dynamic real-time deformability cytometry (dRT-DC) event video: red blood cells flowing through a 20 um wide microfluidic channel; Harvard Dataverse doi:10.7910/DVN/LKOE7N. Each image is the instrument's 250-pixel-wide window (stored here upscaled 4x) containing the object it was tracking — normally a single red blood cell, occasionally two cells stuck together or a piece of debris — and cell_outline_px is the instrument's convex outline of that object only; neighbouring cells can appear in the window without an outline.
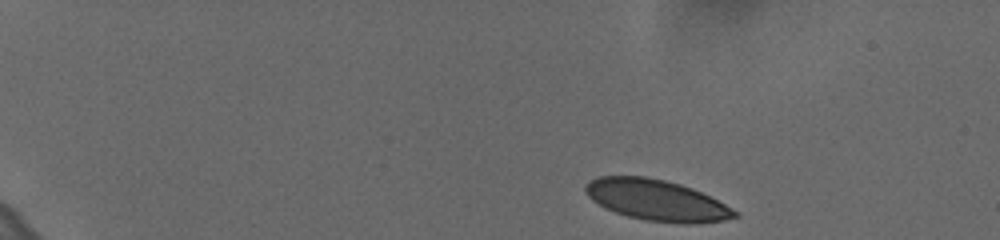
{"species": "human", "species_latin": "Homo sapiens", "temperature_condition": "cold", "stored_images_in_passage": 17, "camera_frame_rate_fps": 3000, "um_per_image_px": 0.085, "donor": {"sex": "female"}, "frame": {"image": 1, "passage_image": 1, "time_ms": 0.0, "image_size_px": [1000, 240], "cell_outline_px": [[740, 216], [724, 220], [692, 224], [684, 224], [644, 220], [628, 216], [604, 208], [592, 200], [584, 192], [584, 184], [588, 180], [596, 176], [644, 176], [664, 180], [680, 184], [692, 188], [740, 212]], "centroid_in_image_um": [55.77, 17.01], "position_along_channel_um": 29.2, "area_um2": 35.78}}
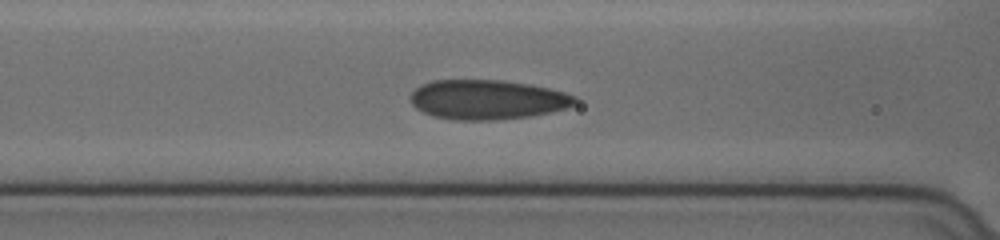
{"frame": {"image": 2, "passage_image": 15, "time_ms": 4.667, "image_size_px": [1000, 240], "cell_outline_px": [[576, 104], [564, 108], [548, 112], [528, 116], [496, 120], [452, 120], [432, 116], [416, 108], [412, 104], [412, 92], [420, 84], [432, 80], [504, 80], [528, 84], [548, 88], [564, 92], [576, 96]], "centroid_in_image_um": [41.4, 8.46], "position_along_channel_um": 125.2, "area_um2": 37.86}}
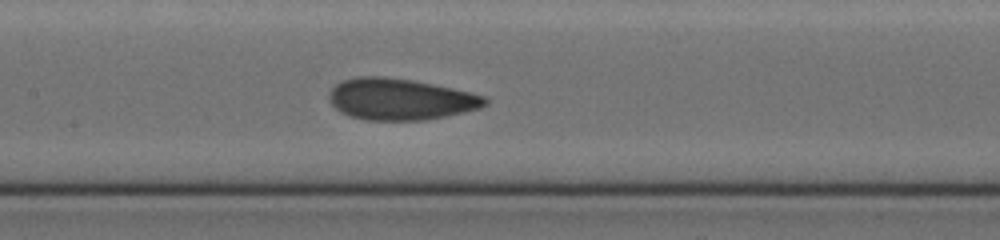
{"frame": {"image": 3, "passage_image": 17, "time_ms": 5.333, "image_size_px": [1000, 240], "cell_outline_px": [[488, 104], [480, 108], [464, 112], [424, 120], [364, 120], [348, 116], [340, 112], [328, 100], [328, 92], [336, 84], [344, 80], [356, 76], [384, 76], [412, 80], [452, 88], [488, 96]], "centroid_in_image_um": [34.01, 8.43], "position_along_channel_um": 173.4, "area_um2": 37.86}}